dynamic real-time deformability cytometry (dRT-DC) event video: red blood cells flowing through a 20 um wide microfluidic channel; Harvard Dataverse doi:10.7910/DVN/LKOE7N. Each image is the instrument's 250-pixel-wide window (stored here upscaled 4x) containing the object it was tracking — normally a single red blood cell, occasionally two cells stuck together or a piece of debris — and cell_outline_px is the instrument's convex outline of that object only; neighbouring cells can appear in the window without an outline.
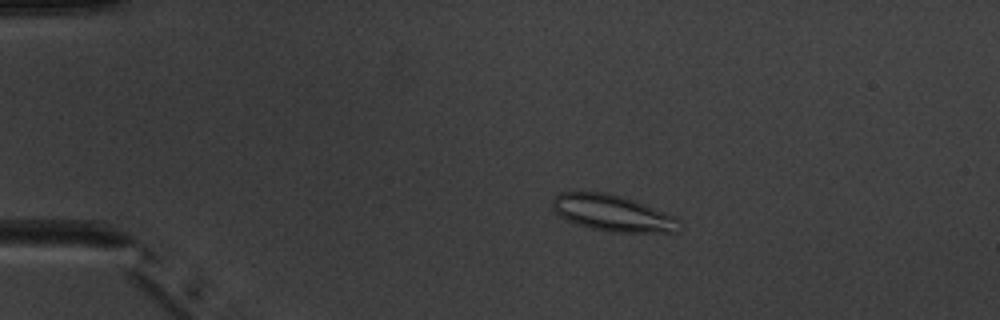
{"species": "common noctule bat (a hibernating species)", "species_latin": "Nyctalus noctula", "temperature_condition": "warm", "stored_images_in_passage": 7, "camera_frame_rate_fps": 3000, "um_per_image_px": 0.085, "animal": {"sex": "male", "body_mass_g": 20.1, "forearm_length_mm": 53.5}, "frame": {"image": 1, "passage_image": 3, "time_ms": 3.0, "image_size_px": [1000, 320], "cell_outline_px": [[680, 220], [676, 232], [612, 232], [592, 228], [576, 224], [560, 216], [552, 208], [552, 200], [560, 192], [608, 192], [632, 200], [676, 216]], "centroid_in_image_um": [52.05, 18.11], "position_along_channel_um": 32.9, "area_um2": 26.53}}
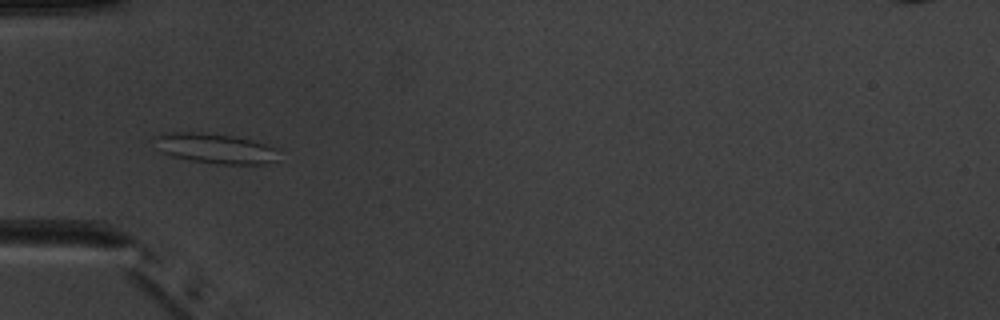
{"frame": {"image": 2, "passage_image": 5, "time_ms": 5.333, "image_size_px": [1000, 320], "cell_outline_px": [[276, 160], [264, 164], [216, 164], [188, 160], [172, 156], [160, 152], [156, 148], [152, 136], [168, 132], [200, 132], [232, 136], [252, 140], [276, 148]], "centroid_in_image_um": [18.2, 12.61], "position_along_channel_um": 66.8, "area_um2": 21.85}}
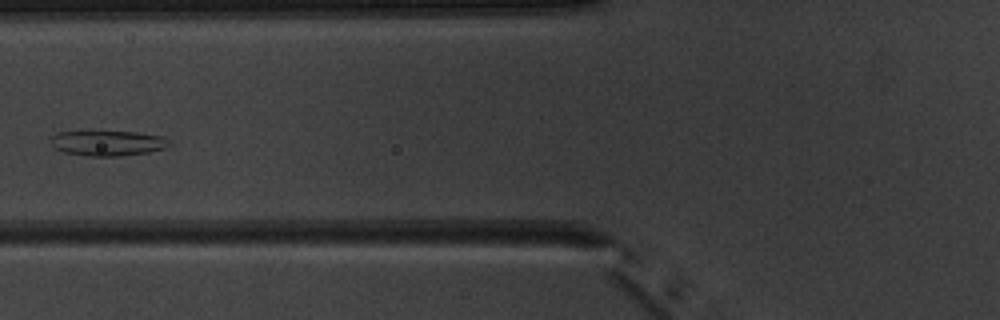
{"frame": {"image": 3, "passage_image": 6, "time_ms": 6.667, "image_size_px": [1000, 320], "cell_outline_px": [[172, 144], [164, 148], [148, 152], [120, 156], [88, 156], [64, 152], [52, 148], [52, 136], [56, 132], [136, 132], [164, 136]], "centroid_in_image_um": [9.17, 12.17], "position_along_channel_um": 116.6, "area_um2": 17.34}}